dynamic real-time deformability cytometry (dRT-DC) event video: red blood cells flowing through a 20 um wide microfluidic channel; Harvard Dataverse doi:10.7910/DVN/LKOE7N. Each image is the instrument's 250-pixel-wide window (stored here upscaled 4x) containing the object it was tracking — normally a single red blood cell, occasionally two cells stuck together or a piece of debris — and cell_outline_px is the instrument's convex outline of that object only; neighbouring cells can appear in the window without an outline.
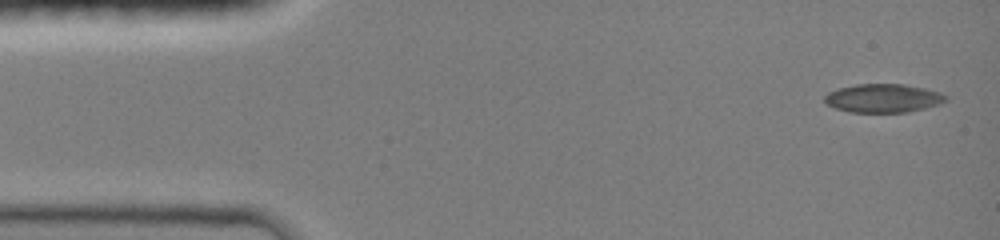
{"species": "common noctule bat (a hibernating species)", "species_latin": "Nyctalus noctula", "temperature_condition": "room temperature", "stored_images_in_passage": 11, "camera_frame_rate_fps": 3000, "um_per_image_px": 0.085, "animal": {"sex": "female", "body_mass_g": 19.0, "forearm_length_mm": 51.5}, "frame": {"image": 1, "passage_image": 1, "time_ms": 0.0, "image_size_px": [1000, 240], "cell_outline_px": [[948, 100], [940, 104], [908, 112], [848, 112], [824, 104], [824, 96], [828, 92], [840, 88], [856, 84], [904, 84], [924, 88], [940, 92], [948, 96]], "centroid_in_image_um": [75.07, 8.35], "position_along_channel_um": 9.9, "area_um2": 20.29}}
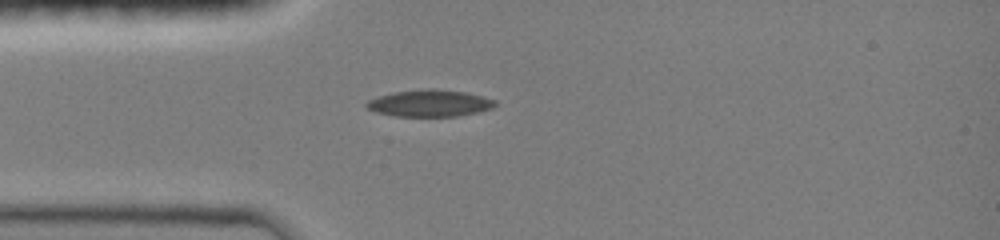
{"frame": {"image": 2, "passage_image": 10, "time_ms": 3.333, "image_size_px": [1000, 240], "cell_outline_px": [[496, 104], [492, 108], [476, 112], [456, 116], [396, 116], [376, 112], [368, 108], [364, 104], [368, 100], [380, 96], [396, 92], [424, 88], [432, 88], [464, 92], [484, 96], [496, 100]], "centroid_in_image_um": [36.54, 8.77], "position_along_channel_um": 48.5, "area_um2": 19.94}}